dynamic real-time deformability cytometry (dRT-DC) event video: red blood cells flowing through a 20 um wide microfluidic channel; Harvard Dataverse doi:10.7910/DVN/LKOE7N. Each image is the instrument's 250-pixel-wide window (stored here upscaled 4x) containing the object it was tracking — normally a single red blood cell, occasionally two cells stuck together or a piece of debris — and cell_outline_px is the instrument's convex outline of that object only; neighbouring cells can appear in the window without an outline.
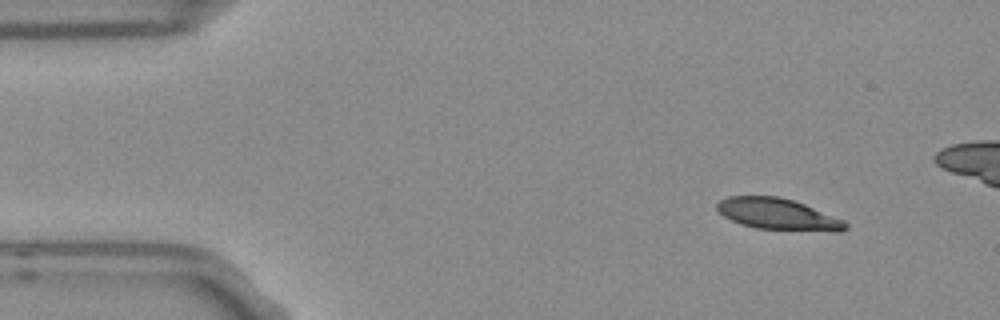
{"species": "Egyptian fruit bat (a non-hibernating species)", "species_latin": "Rousettus aegyptiacus", "temperature_condition": "room temperature", "stored_images_in_passage": 50, "camera_frame_rate_fps": 3000, "um_per_image_px": 0.085, "frame": {"image": 1, "passage_image": 1, "time_ms": 0.0, "image_size_px": [1000, 320], "cell_outline_px": [[848, 228], [840, 232], [836, 232], [756, 228], [740, 224], [724, 216], [716, 208], [716, 204], [720, 200], [728, 196], [780, 196], [804, 204], [844, 220], [848, 224]], "centroid_in_image_um": [66.14, 18.21], "position_along_channel_um": 18.9, "area_um2": 23.47}}
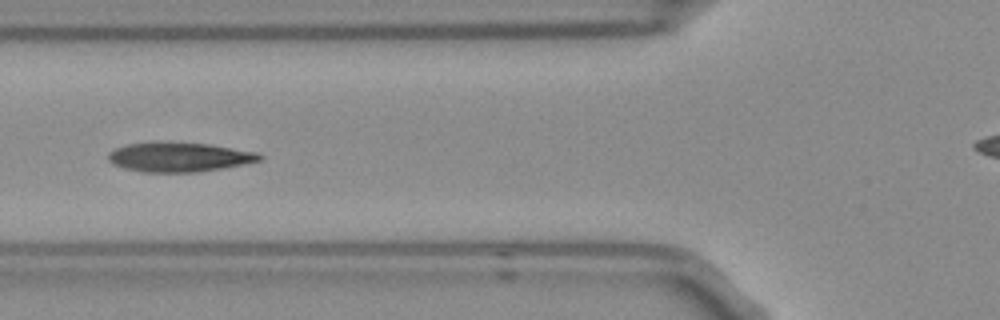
{"frame": {"image": 2, "passage_image": 15, "time_ms": 4.667, "image_size_px": [1000, 320], "cell_outline_px": [[264, 156], [260, 160], [220, 168], [196, 172], [144, 172], [124, 168], [112, 164], [108, 160], [108, 152], [116, 148], [128, 144], [156, 140], [160, 140], [208, 144], [256, 152]], "centroid_in_image_um": [15.14, 13.32], "position_along_channel_um": 110.7, "area_um2": 26.13}}
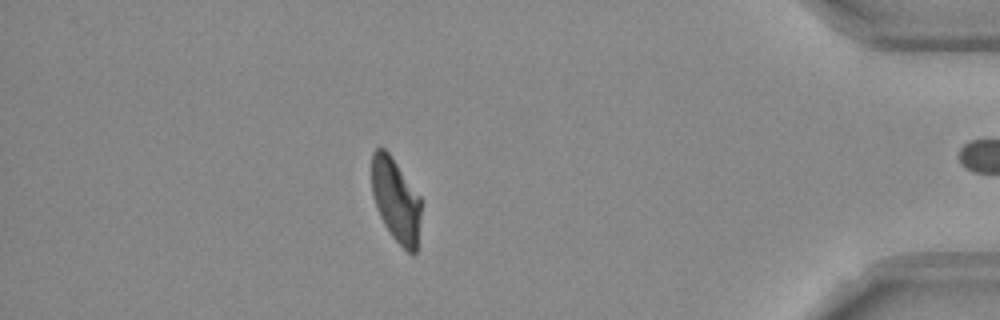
{"frame": {"image": 3, "passage_image": 42, "time_ms": 13.667, "image_size_px": [1000, 320], "cell_outline_px": [[420, 216], [416, 252], [412, 256], [392, 236], [384, 224], [380, 216], [372, 192], [372, 152], [376, 148], [384, 148], [388, 152], [420, 196]], "centroid_in_image_um": [33.64, 17.01], "position_along_channel_um": 401.6, "area_um2": 23.64}, "authors_computed_cell_mechanics": {"area_um2": 25.2008, "velocity_mm_per_s": 3.7555, "shape_relaxation_time_tau1_ms": 6.4925, "shape_relaxation_time_tau2_ms": 2.2525, "deformation_change_tau1": 0.1767, "deformation_change_tau2": 0.0757}}